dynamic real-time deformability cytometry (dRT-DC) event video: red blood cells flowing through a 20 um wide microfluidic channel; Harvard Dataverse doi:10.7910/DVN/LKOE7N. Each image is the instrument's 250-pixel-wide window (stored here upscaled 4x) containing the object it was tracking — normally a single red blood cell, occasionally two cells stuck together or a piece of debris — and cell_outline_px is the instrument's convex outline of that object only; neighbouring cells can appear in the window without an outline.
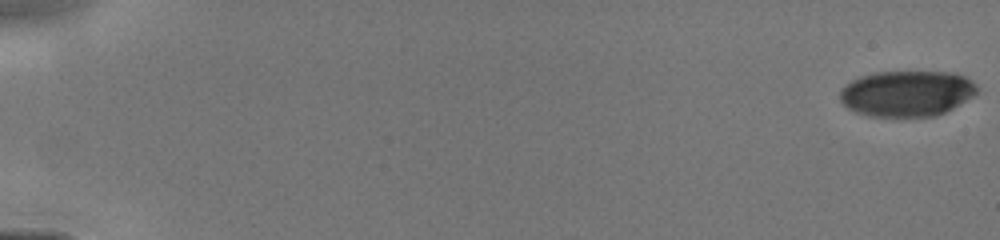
{"species": "human", "species_latin": "Homo sapiens", "temperature_condition": "cold", "stored_images_in_passage": 21, "camera_frame_rate_fps": 3000, "um_per_image_px": 0.085, "donor": {"sex": "male"}, "frame": {"image": 1, "passage_image": 1, "time_ms": 0.0, "image_size_px": [1000, 240], "cell_outline_px": [[976, 92], [972, 96], [952, 108], [936, 116], [868, 116], [856, 112], [848, 108], [840, 100], [840, 88], [844, 84], [860, 76], [876, 72], [952, 72], [964, 76], [972, 80], [976, 84]], "centroid_in_image_um": [77.04, 7.93], "position_along_channel_um": 8.0, "area_um2": 36.53}}
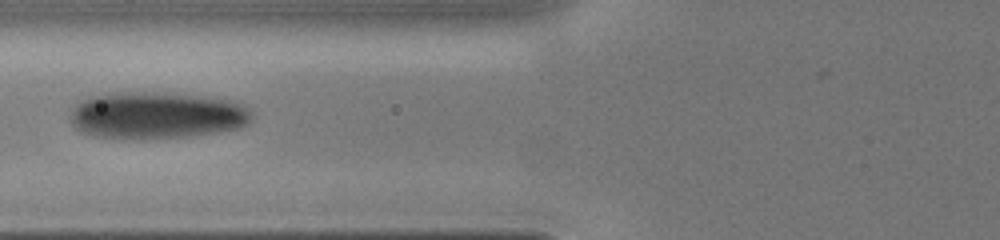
{"frame": {"image": 2, "passage_image": 12, "time_ms": 6.667, "image_size_px": [1000, 240], "cell_outline_px": [[252, 120], [240, 128], [216, 132], [188, 136], [144, 140], [124, 140], [92, 136], [80, 132], [72, 124], [72, 112], [76, 104], [80, 100], [88, 96], [108, 92], [152, 92], [200, 96], [232, 100], [248, 108], [252, 112]], "centroid_in_image_um": [13.26, 9.82], "position_along_channel_um": 112.5, "area_um2": 50.4}}
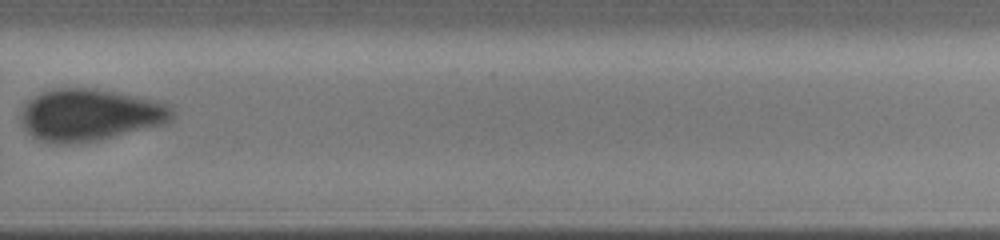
{"frame": {"image": 3, "passage_image": 21, "time_ms": 11.333, "image_size_px": [1000, 240], "cell_outline_px": [[176, 112], [168, 120], [160, 124], [96, 140], [68, 144], [52, 144], [40, 140], [32, 136], [24, 128], [20, 116], [20, 112], [28, 100], [44, 92], [56, 88], [88, 88], [112, 92], [152, 100], [164, 104], [172, 108]], "centroid_in_image_um": [7.54, 9.77], "position_along_channel_um": 322.3, "area_um2": 44.74}}